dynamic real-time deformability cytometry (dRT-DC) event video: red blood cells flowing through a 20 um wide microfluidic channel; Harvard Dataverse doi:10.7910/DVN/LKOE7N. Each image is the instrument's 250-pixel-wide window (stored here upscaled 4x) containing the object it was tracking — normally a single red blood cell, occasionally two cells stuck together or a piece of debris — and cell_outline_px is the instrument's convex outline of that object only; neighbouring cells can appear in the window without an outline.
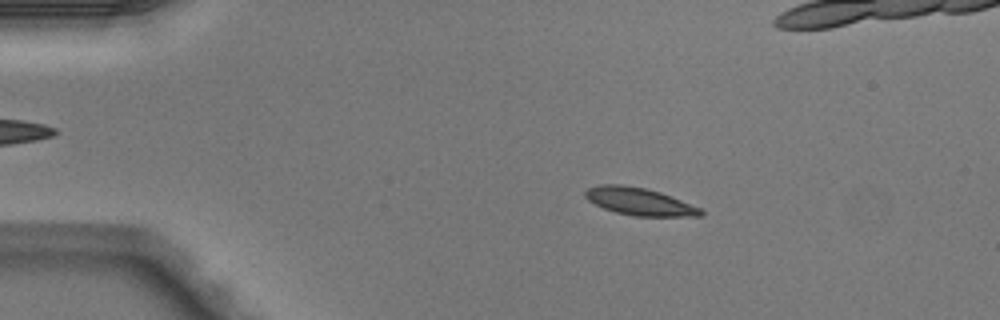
{"species": "Egyptian fruit bat (a non-hibernating species)", "species_latin": "Rousettus aegyptiacus", "temperature_condition": "warm", "stored_images_in_passage": 50, "camera_frame_rate_fps": 3000, "um_per_image_px": 0.085, "animal": {"sex": "male"}, "frame": {"image": 1, "passage_image": 9, "time_ms": 2.667, "image_size_px": [1000, 320], "cell_outline_px": [[704, 216], [632, 216], [616, 212], [604, 208], [588, 200], [584, 196], [584, 192], [588, 188], [600, 184], [620, 184], [644, 188], [660, 192], [700, 208], [704, 212]], "centroid_in_image_um": [54.33, 17.13], "position_along_channel_um": 30.7, "area_um2": 18.32}}
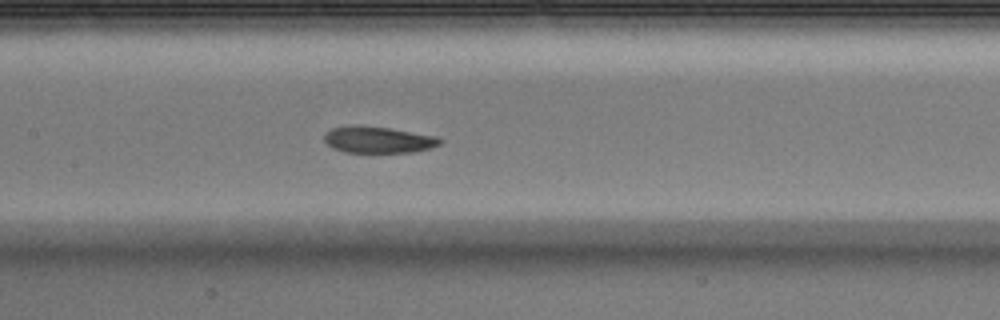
{"frame": {"image": 2, "passage_image": 24, "time_ms": 7.667, "image_size_px": [1000, 320], "cell_outline_px": [[444, 140], [440, 144], [432, 148], [412, 152], [344, 152], [332, 148], [324, 140], [324, 136], [332, 128], [360, 124], [388, 128], [436, 136]], "centroid_in_image_um": [32.16, 11.88], "position_along_channel_um": 175.2, "area_um2": 17.86}}
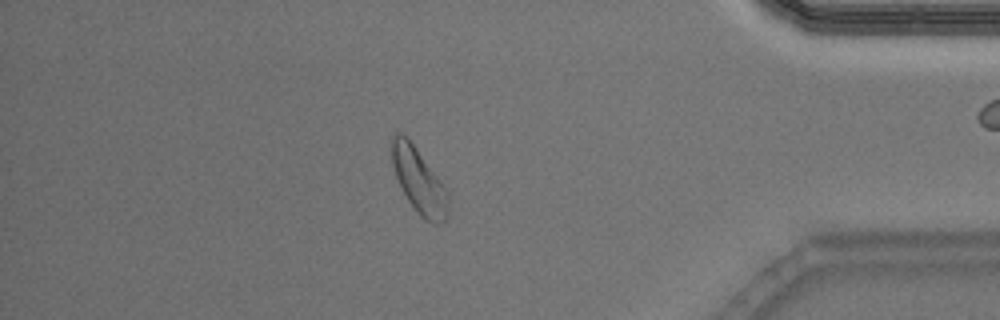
{"frame": {"image": 3, "passage_image": 43, "time_ms": 14.0, "image_size_px": [1000, 320], "cell_outline_px": [[448, 216], [440, 224], [432, 224], [424, 220], [416, 212], [400, 188], [392, 164], [392, 136], [396, 132], [400, 132], [408, 136], [440, 180], [444, 188], [448, 212]], "centroid_in_image_um": [35.56, 15.35], "position_along_channel_um": 399.6, "area_um2": 21.21}}